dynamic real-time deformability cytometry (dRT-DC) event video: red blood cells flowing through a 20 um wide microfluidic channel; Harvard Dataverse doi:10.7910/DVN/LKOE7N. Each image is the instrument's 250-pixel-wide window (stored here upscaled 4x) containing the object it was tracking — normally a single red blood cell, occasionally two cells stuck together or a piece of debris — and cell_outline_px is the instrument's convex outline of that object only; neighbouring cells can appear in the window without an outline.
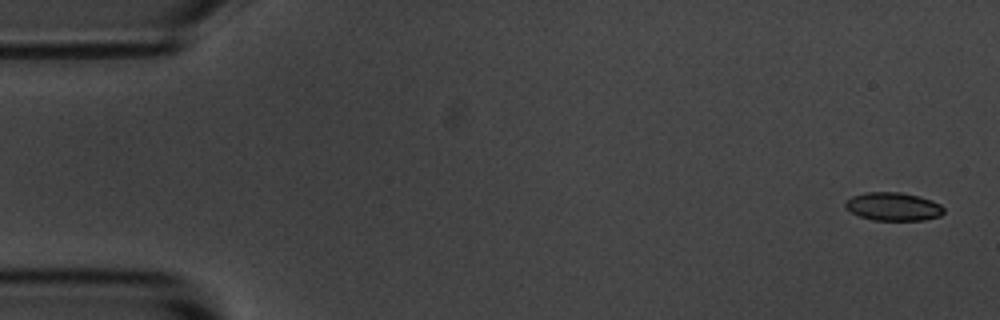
{"species": "common noctule bat (a hibernating species)", "species_latin": "Nyctalus noctula", "temperature_condition": "room temperature", "stored_images_in_passage": 4, "camera_frame_rate_fps": 3000, "um_per_image_px": 0.085, "animal": {"sex": "male", "body_mass_g": 20.1, "forearm_length_mm": 53.5}, "frame": {"image": 1, "passage_image": 1, "time_ms": 0.0, "image_size_px": [1000, 320], "cell_outline_px": [[944, 212], [940, 216], [924, 220], [872, 220], [860, 216], [844, 208], [844, 204], [852, 196], [864, 192], [900, 192], [920, 196], [932, 200], [940, 204], [944, 208]], "centroid_in_image_um": [75.93, 17.55], "position_along_channel_um": 9.1, "area_um2": 16.3}}